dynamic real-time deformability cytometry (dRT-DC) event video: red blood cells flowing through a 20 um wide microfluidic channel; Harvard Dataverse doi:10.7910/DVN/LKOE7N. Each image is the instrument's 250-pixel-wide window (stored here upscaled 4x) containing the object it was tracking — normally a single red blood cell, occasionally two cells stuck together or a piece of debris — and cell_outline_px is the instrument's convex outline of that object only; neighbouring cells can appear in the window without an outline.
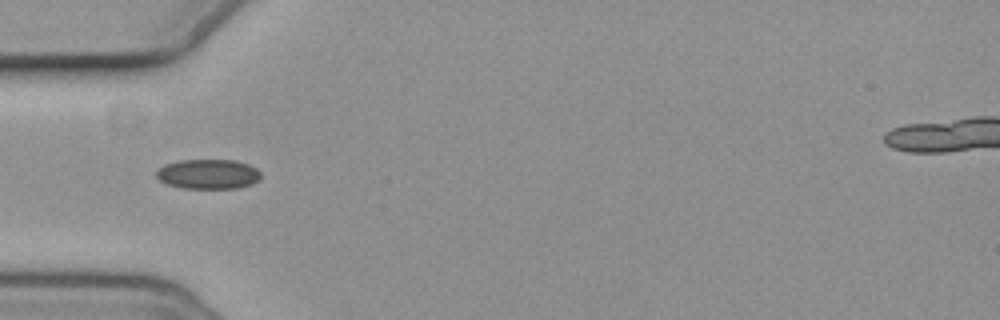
{"species": "common noctule bat (a hibernating species)", "species_latin": "Nyctalus noctula", "temperature_condition": "cold", "stored_images_in_passage": 1, "camera_frame_rate_fps": 3000, "um_per_image_px": 0.085, "animal": {"sex": "female", "body_mass_g": 19.3, "forearm_length_mm": 54.1}, "frame": {"image": 1, "passage_image": 1, "time_ms": 0.0, "image_size_px": [1000, 320], "cell_outline_px": [[260, 176], [252, 184], [236, 188], [184, 188], [168, 184], [160, 180], [156, 176], [156, 172], [164, 164], [180, 160], [236, 160], [248, 164], [256, 168], [260, 172]], "centroid_in_image_um": [17.69, 14.79], "position_along_channel_um": 67.3, "area_um2": 17.98}}